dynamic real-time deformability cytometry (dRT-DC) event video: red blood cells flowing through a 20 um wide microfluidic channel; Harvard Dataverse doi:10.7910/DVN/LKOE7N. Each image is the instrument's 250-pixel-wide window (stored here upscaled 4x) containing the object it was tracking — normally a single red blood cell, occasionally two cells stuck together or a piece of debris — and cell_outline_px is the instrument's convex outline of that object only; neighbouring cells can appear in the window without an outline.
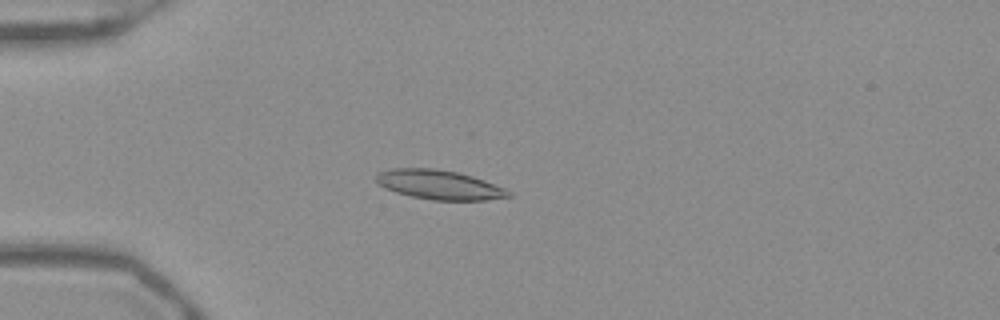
{"species": "Egyptian fruit bat (a non-hibernating species)", "species_latin": "Rousettus aegyptiacus", "temperature_condition": "warm", "stored_images_in_passage": 54, "camera_frame_rate_fps": 3000, "um_per_image_px": 0.085, "frame": {"image": 1, "passage_image": 16, "time_ms": 5.0, "image_size_px": [1000, 320], "cell_outline_px": [[512, 196], [488, 200], [432, 200], [412, 196], [396, 192], [384, 188], [376, 184], [376, 176], [380, 172], [392, 168], [432, 168], [456, 172], [472, 176], [484, 180], [504, 188], [512, 192]], "centroid_in_image_um": [37.33, 15.71], "position_along_channel_um": 47.7, "area_um2": 22.6}}
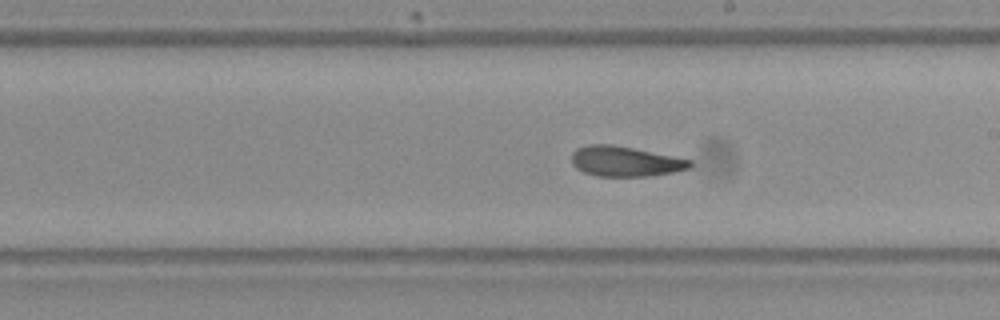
{"frame": {"image": 2, "passage_image": 32, "time_ms": 10.333, "image_size_px": [1000, 320], "cell_outline_px": [[692, 164], [688, 168], [672, 172], [648, 176], [596, 176], [584, 172], [576, 168], [572, 164], [572, 152], [576, 148], [588, 144], [612, 144], [692, 160]], "centroid_in_image_um": [53.08, 13.71], "position_along_channel_um": 235.9, "area_um2": 20.63}}
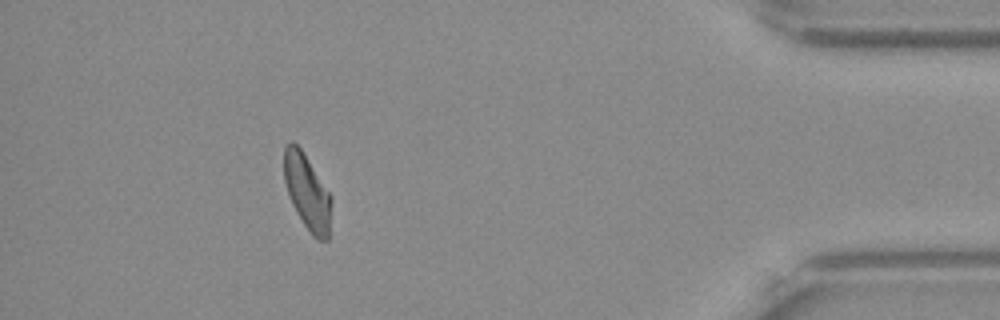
{"frame": {"image": 3, "passage_image": 49, "time_ms": 16.0, "image_size_px": [1000, 320], "cell_outline_px": [[332, 200], [328, 240], [316, 240], [312, 236], [296, 212], [292, 204], [284, 180], [284, 148], [292, 140], [300, 148], [332, 196]], "centroid_in_image_um": [26.12, 16.36], "position_along_channel_um": 409.1, "area_um2": 20.63}, "authors_computed_cell_mechanics": {"area_um2": 21.5883, "velocity_mm_per_s": 3.9189, "shape_relaxation_time_tau1_ms": 4.5973, "shape_relaxation_time_tau2_ms": 2.4651, "deformation_change_tau1": 0.1716, "deformation_change_tau2": 0.1041}}